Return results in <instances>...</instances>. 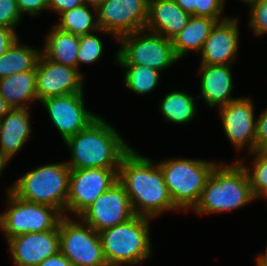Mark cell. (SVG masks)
I'll use <instances>...</instances> for the list:
<instances>
[{"label":"cell","instance_id":"5bb4252c","mask_svg":"<svg viewBox=\"0 0 267 266\" xmlns=\"http://www.w3.org/2000/svg\"><path fill=\"white\" fill-rule=\"evenodd\" d=\"M253 102L250 97L243 96L218 109L226 138L237 152L246 147L248 153L256 150L257 116H254Z\"/></svg>","mask_w":267,"mask_h":266},{"label":"cell","instance_id":"44dd1931","mask_svg":"<svg viewBox=\"0 0 267 266\" xmlns=\"http://www.w3.org/2000/svg\"><path fill=\"white\" fill-rule=\"evenodd\" d=\"M217 22L216 19L191 15L187 25L171 39L177 58L183 59L190 51L199 54Z\"/></svg>","mask_w":267,"mask_h":266},{"label":"cell","instance_id":"ab89813d","mask_svg":"<svg viewBox=\"0 0 267 266\" xmlns=\"http://www.w3.org/2000/svg\"><path fill=\"white\" fill-rule=\"evenodd\" d=\"M85 4H89L97 8L104 0H83Z\"/></svg>","mask_w":267,"mask_h":266},{"label":"cell","instance_id":"8992f818","mask_svg":"<svg viewBox=\"0 0 267 266\" xmlns=\"http://www.w3.org/2000/svg\"><path fill=\"white\" fill-rule=\"evenodd\" d=\"M217 164L216 161L190 158H169L158 163L173 204L180 212L195 207Z\"/></svg>","mask_w":267,"mask_h":266},{"label":"cell","instance_id":"4dcf8cb0","mask_svg":"<svg viewBox=\"0 0 267 266\" xmlns=\"http://www.w3.org/2000/svg\"><path fill=\"white\" fill-rule=\"evenodd\" d=\"M226 0H196L195 16L216 19L218 22L227 19L222 16Z\"/></svg>","mask_w":267,"mask_h":266},{"label":"cell","instance_id":"d590c367","mask_svg":"<svg viewBox=\"0 0 267 266\" xmlns=\"http://www.w3.org/2000/svg\"><path fill=\"white\" fill-rule=\"evenodd\" d=\"M18 37L16 30L0 26V56L9 49Z\"/></svg>","mask_w":267,"mask_h":266},{"label":"cell","instance_id":"ffe728a7","mask_svg":"<svg viewBox=\"0 0 267 266\" xmlns=\"http://www.w3.org/2000/svg\"><path fill=\"white\" fill-rule=\"evenodd\" d=\"M190 17L173 0H149L145 29L171 40L187 25Z\"/></svg>","mask_w":267,"mask_h":266},{"label":"cell","instance_id":"60d3db41","mask_svg":"<svg viewBox=\"0 0 267 266\" xmlns=\"http://www.w3.org/2000/svg\"><path fill=\"white\" fill-rule=\"evenodd\" d=\"M8 163H10V162H8L4 157H2L0 155V176L2 175L1 173H3L2 171H4V169H5L6 165H8Z\"/></svg>","mask_w":267,"mask_h":266},{"label":"cell","instance_id":"b9f144b4","mask_svg":"<svg viewBox=\"0 0 267 266\" xmlns=\"http://www.w3.org/2000/svg\"><path fill=\"white\" fill-rule=\"evenodd\" d=\"M256 266H267V262L258 255L256 257Z\"/></svg>","mask_w":267,"mask_h":266},{"label":"cell","instance_id":"74e56055","mask_svg":"<svg viewBox=\"0 0 267 266\" xmlns=\"http://www.w3.org/2000/svg\"><path fill=\"white\" fill-rule=\"evenodd\" d=\"M182 10L195 16L196 0H173Z\"/></svg>","mask_w":267,"mask_h":266},{"label":"cell","instance_id":"f1b7e54d","mask_svg":"<svg viewBox=\"0 0 267 266\" xmlns=\"http://www.w3.org/2000/svg\"><path fill=\"white\" fill-rule=\"evenodd\" d=\"M104 51L102 40L94 32L79 36L77 69L81 64H92L100 60Z\"/></svg>","mask_w":267,"mask_h":266},{"label":"cell","instance_id":"52a82bcc","mask_svg":"<svg viewBox=\"0 0 267 266\" xmlns=\"http://www.w3.org/2000/svg\"><path fill=\"white\" fill-rule=\"evenodd\" d=\"M114 63L134 64L153 68L159 72L179 61L170 39L146 29L123 35Z\"/></svg>","mask_w":267,"mask_h":266},{"label":"cell","instance_id":"d4e9b609","mask_svg":"<svg viewBox=\"0 0 267 266\" xmlns=\"http://www.w3.org/2000/svg\"><path fill=\"white\" fill-rule=\"evenodd\" d=\"M59 17L60 21L55 23L54 26L62 31L69 32L77 36L87 35L92 32H99V34L102 32L103 34L112 35L99 28L97 10L89 4H83L80 7L62 12L59 14Z\"/></svg>","mask_w":267,"mask_h":266},{"label":"cell","instance_id":"4316f807","mask_svg":"<svg viewBox=\"0 0 267 266\" xmlns=\"http://www.w3.org/2000/svg\"><path fill=\"white\" fill-rule=\"evenodd\" d=\"M126 72H124L123 82L125 87L137 95H145L151 93L159 84L162 72L153 68L134 65V64H118Z\"/></svg>","mask_w":267,"mask_h":266},{"label":"cell","instance_id":"7402d4cb","mask_svg":"<svg viewBox=\"0 0 267 266\" xmlns=\"http://www.w3.org/2000/svg\"><path fill=\"white\" fill-rule=\"evenodd\" d=\"M0 95L11 108H29L38 101L36 70L16 73L0 79Z\"/></svg>","mask_w":267,"mask_h":266},{"label":"cell","instance_id":"6da1fadb","mask_svg":"<svg viewBox=\"0 0 267 266\" xmlns=\"http://www.w3.org/2000/svg\"><path fill=\"white\" fill-rule=\"evenodd\" d=\"M118 181L125 187L134 215L154 219L165 212L180 211L173 204L158 162L135 148L122 158Z\"/></svg>","mask_w":267,"mask_h":266},{"label":"cell","instance_id":"ee69618b","mask_svg":"<svg viewBox=\"0 0 267 266\" xmlns=\"http://www.w3.org/2000/svg\"><path fill=\"white\" fill-rule=\"evenodd\" d=\"M259 256L267 262V251H265L263 254H259Z\"/></svg>","mask_w":267,"mask_h":266},{"label":"cell","instance_id":"f35d334b","mask_svg":"<svg viewBox=\"0 0 267 266\" xmlns=\"http://www.w3.org/2000/svg\"><path fill=\"white\" fill-rule=\"evenodd\" d=\"M10 109V105L0 95V119L3 118L10 111Z\"/></svg>","mask_w":267,"mask_h":266},{"label":"cell","instance_id":"ac0fdd59","mask_svg":"<svg viewBox=\"0 0 267 266\" xmlns=\"http://www.w3.org/2000/svg\"><path fill=\"white\" fill-rule=\"evenodd\" d=\"M200 92L195 99L203 98L210 108L228 105L239 97H232L234 88L232 65L200 64Z\"/></svg>","mask_w":267,"mask_h":266},{"label":"cell","instance_id":"4fadbf2b","mask_svg":"<svg viewBox=\"0 0 267 266\" xmlns=\"http://www.w3.org/2000/svg\"><path fill=\"white\" fill-rule=\"evenodd\" d=\"M134 216L125 187L116 181L100 195L79 216L84 223L96 232L114 227Z\"/></svg>","mask_w":267,"mask_h":266},{"label":"cell","instance_id":"7bdbcfd3","mask_svg":"<svg viewBox=\"0 0 267 266\" xmlns=\"http://www.w3.org/2000/svg\"><path fill=\"white\" fill-rule=\"evenodd\" d=\"M239 1H241V2H243V3H245V4H247V5H250V4H252L253 2H255L256 0H239Z\"/></svg>","mask_w":267,"mask_h":266},{"label":"cell","instance_id":"8fae6325","mask_svg":"<svg viewBox=\"0 0 267 266\" xmlns=\"http://www.w3.org/2000/svg\"><path fill=\"white\" fill-rule=\"evenodd\" d=\"M149 0H104L97 8L99 28L117 40L146 27Z\"/></svg>","mask_w":267,"mask_h":266},{"label":"cell","instance_id":"ba28073f","mask_svg":"<svg viewBox=\"0 0 267 266\" xmlns=\"http://www.w3.org/2000/svg\"><path fill=\"white\" fill-rule=\"evenodd\" d=\"M8 208L0 214V231L6 241L26 233L47 232L55 229L64 216L57 208L24 201L7 188Z\"/></svg>","mask_w":267,"mask_h":266},{"label":"cell","instance_id":"5b68a950","mask_svg":"<svg viewBox=\"0 0 267 266\" xmlns=\"http://www.w3.org/2000/svg\"><path fill=\"white\" fill-rule=\"evenodd\" d=\"M58 163L24 173L11 185V192L24 201L55 207L65 216L71 169L66 161Z\"/></svg>","mask_w":267,"mask_h":266},{"label":"cell","instance_id":"484cf974","mask_svg":"<svg viewBox=\"0 0 267 266\" xmlns=\"http://www.w3.org/2000/svg\"><path fill=\"white\" fill-rule=\"evenodd\" d=\"M194 97L186 91L173 89L165 94L159 105L163 120L175 124H187L194 120L198 109Z\"/></svg>","mask_w":267,"mask_h":266},{"label":"cell","instance_id":"d6a6232c","mask_svg":"<svg viewBox=\"0 0 267 266\" xmlns=\"http://www.w3.org/2000/svg\"><path fill=\"white\" fill-rule=\"evenodd\" d=\"M16 2L22 16L27 13L37 17L43 10L48 11V0H16Z\"/></svg>","mask_w":267,"mask_h":266},{"label":"cell","instance_id":"1f68e13d","mask_svg":"<svg viewBox=\"0 0 267 266\" xmlns=\"http://www.w3.org/2000/svg\"><path fill=\"white\" fill-rule=\"evenodd\" d=\"M22 17L16 0H0V26L15 30Z\"/></svg>","mask_w":267,"mask_h":266},{"label":"cell","instance_id":"7c38bea8","mask_svg":"<svg viewBox=\"0 0 267 266\" xmlns=\"http://www.w3.org/2000/svg\"><path fill=\"white\" fill-rule=\"evenodd\" d=\"M83 96L84 92H77L39 101L48 112L63 142L84 130L99 116L85 108Z\"/></svg>","mask_w":267,"mask_h":266},{"label":"cell","instance_id":"7a4b0ae2","mask_svg":"<svg viewBox=\"0 0 267 266\" xmlns=\"http://www.w3.org/2000/svg\"><path fill=\"white\" fill-rule=\"evenodd\" d=\"M64 144L71 158L70 169H119L122 158L132 149L119 131L98 116L84 130L69 137Z\"/></svg>","mask_w":267,"mask_h":266},{"label":"cell","instance_id":"2e32d148","mask_svg":"<svg viewBox=\"0 0 267 266\" xmlns=\"http://www.w3.org/2000/svg\"><path fill=\"white\" fill-rule=\"evenodd\" d=\"M8 251L16 266H38L59 249V224L47 232H33L15 236L7 241Z\"/></svg>","mask_w":267,"mask_h":266},{"label":"cell","instance_id":"30bf717a","mask_svg":"<svg viewBox=\"0 0 267 266\" xmlns=\"http://www.w3.org/2000/svg\"><path fill=\"white\" fill-rule=\"evenodd\" d=\"M119 169H71L65 216H79L100 195L118 181Z\"/></svg>","mask_w":267,"mask_h":266},{"label":"cell","instance_id":"9a60e30c","mask_svg":"<svg viewBox=\"0 0 267 266\" xmlns=\"http://www.w3.org/2000/svg\"><path fill=\"white\" fill-rule=\"evenodd\" d=\"M83 76L77 68L56 63L42 53L36 67L38 102L49 97L84 92Z\"/></svg>","mask_w":267,"mask_h":266},{"label":"cell","instance_id":"3957f363","mask_svg":"<svg viewBox=\"0 0 267 266\" xmlns=\"http://www.w3.org/2000/svg\"><path fill=\"white\" fill-rule=\"evenodd\" d=\"M255 199L248 174L238 160L231 164L218 163L191 211L202 215L232 212Z\"/></svg>","mask_w":267,"mask_h":266},{"label":"cell","instance_id":"603a6c76","mask_svg":"<svg viewBox=\"0 0 267 266\" xmlns=\"http://www.w3.org/2000/svg\"><path fill=\"white\" fill-rule=\"evenodd\" d=\"M44 37L42 53L61 65L77 68L79 36L52 26Z\"/></svg>","mask_w":267,"mask_h":266},{"label":"cell","instance_id":"d6986e66","mask_svg":"<svg viewBox=\"0 0 267 266\" xmlns=\"http://www.w3.org/2000/svg\"><path fill=\"white\" fill-rule=\"evenodd\" d=\"M29 110L11 108L0 119V155L8 162L21 151L32 133Z\"/></svg>","mask_w":267,"mask_h":266},{"label":"cell","instance_id":"cb8c5ba5","mask_svg":"<svg viewBox=\"0 0 267 266\" xmlns=\"http://www.w3.org/2000/svg\"><path fill=\"white\" fill-rule=\"evenodd\" d=\"M42 50L22 44L18 37L0 56V79L28 70H36Z\"/></svg>","mask_w":267,"mask_h":266},{"label":"cell","instance_id":"836d02e7","mask_svg":"<svg viewBox=\"0 0 267 266\" xmlns=\"http://www.w3.org/2000/svg\"><path fill=\"white\" fill-rule=\"evenodd\" d=\"M256 150L267 149V108L256 119Z\"/></svg>","mask_w":267,"mask_h":266},{"label":"cell","instance_id":"f546056e","mask_svg":"<svg viewBox=\"0 0 267 266\" xmlns=\"http://www.w3.org/2000/svg\"><path fill=\"white\" fill-rule=\"evenodd\" d=\"M249 27L256 36L267 34V0H256L249 6Z\"/></svg>","mask_w":267,"mask_h":266},{"label":"cell","instance_id":"83f0119b","mask_svg":"<svg viewBox=\"0 0 267 266\" xmlns=\"http://www.w3.org/2000/svg\"><path fill=\"white\" fill-rule=\"evenodd\" d=\"M252 156V170L247 167V162L245 165L244 160L241 158L237 159L245 168L252 188L254 197L261 198L265 193H267V150L260 149L255 150L251 153ZM243 160V161H242Z\"/></svg>","mask_w":267,"mask_h":266},{"label":"cell","instance_id":"e0dca14e","mask_svg":"<svg viewBox=\"0 0 267 266\" xmlns=\"http://www.w3.org/2000/svg\"><path fill=\"white\" fill-rule=\"evenodd\" d=\"M237 17L219 21L211 30L200 51V64L232 65L239 50L240 30Z\"/></svg>","mask_w":267,"mask_h":266},{"label":"cell","instance_id":"e575fe53","mask_svg":"<svg viewBox=\"0 0 267 266\" xmlns=\"http://www.w3.org/2000/svg\"><path fill=\"white\" fill-rule=\"evenodd\" d=\"M83 0H48V10L59 15L62 12L82 6Z\"/></svg>","mask_w":267,"mask_h":266},{"label":"cell","instance_id":"277c9868","mask_svg":"<svg viewBox=\"0 0 267 266\" xmlns=\"http://www.w3.org/2000/svg\"><path fill=\"white\" fill-rule=\"evenodd\" d=\"M151 220L134 215L122 224L99 232L108 266H136L151 257Z\"/></svg>","mask_w":267,"mask_h":266},{"label":"cell","instance_id":"8d00e7d4","mask_svg":"<svg viewBox=\"0 0 267 266\" xmlns=\"http://www.w3.org/2000/svg\"><path fill=\"white\" fill-rule=\"evenodd\" d=\"M38 266H73L71 261L60 251L44 259Z\"/></svg>","mask_w":267,"mask_h":266},{"label":"cell","instance_id":"9c48e42d","mask_svg":"<svg viewBox=\"0 0 267 266\" xmlns=\"http://www.w3.org/2000/svg\"><path fill=\"white\" fill-rule=\"evenodd\" d=\"M74 218L63 216L59 221L60 252L73 266H108L99 232L80 218Z\"/></svg>","mask_w":267,"mask_h":266},{"label":"cell","instance_id":"f6af8a7d","mask_svg":"<svg viewBox=\"0 0 267 266\" xmlns=\"http://www.w3.org/2000/svg\"><path fill=\"white\" fill-rule=\"evenodd\" d=\"M262 197L267 199V193H265Z\"/></svg>","mask_w":267,"mask_h":266}]
</instances>
